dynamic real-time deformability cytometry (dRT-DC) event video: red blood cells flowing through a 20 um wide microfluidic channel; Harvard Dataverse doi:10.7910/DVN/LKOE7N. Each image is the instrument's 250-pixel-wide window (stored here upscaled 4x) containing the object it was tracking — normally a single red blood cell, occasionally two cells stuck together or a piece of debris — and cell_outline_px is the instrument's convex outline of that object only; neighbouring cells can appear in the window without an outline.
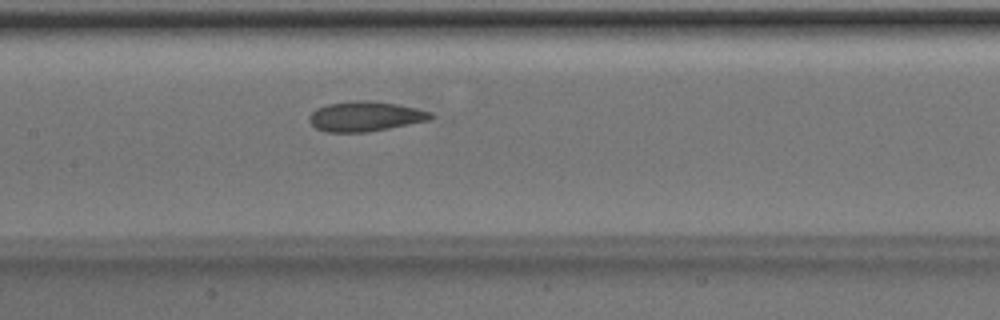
{"species": "Egyptian fruit bat (a non-hibernating species)", "species_latin": "Rousettus aegyptiacus", "temperature_condition": "room temperature", "stored_images_in_passage": 36, "camera_frame_rate_fps": 3000, "um_per_image_px": 0.085, "animal": {"sex": "male"}, "frame": {"image": 1, "passage_image": 10, "time_ms": 3.0, "image_size_px": [1000, 320], "cell_outline_px": [[436, 116], [432, 120], [368, 132], [328, 132], [316, 128], [308, 120], [308, 116], [316, 108], [328, 104], [356, 100], [368, 100], [396, 104], [416, 108], [432, 112]], "centroid_in_image_um": [31.08, 9.89], "position_along_channel_um": 176.3, "area_um2": 21.33}}
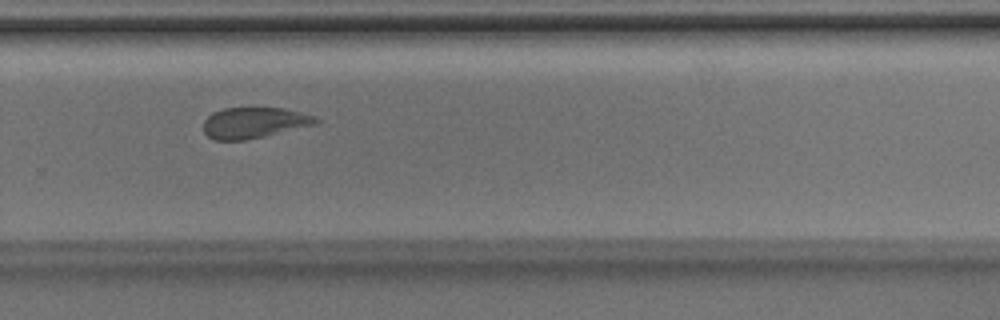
{"frame": {"image": 2, "passage_image": 20, "time_ms": 6.333, "image_size_px": [1000, 320], "cell_outline_px": [[320, 124], [264, 136], [244, 140], [212, 140], [204, 132], [204, 120], [212, 112], [224, 108], [284, 108], [316, 116], [320, 120]], "centroid_in_image_um": [21.63, 10.43], "position_along_channel_um": 308.2, "area_um2": 20.4}}
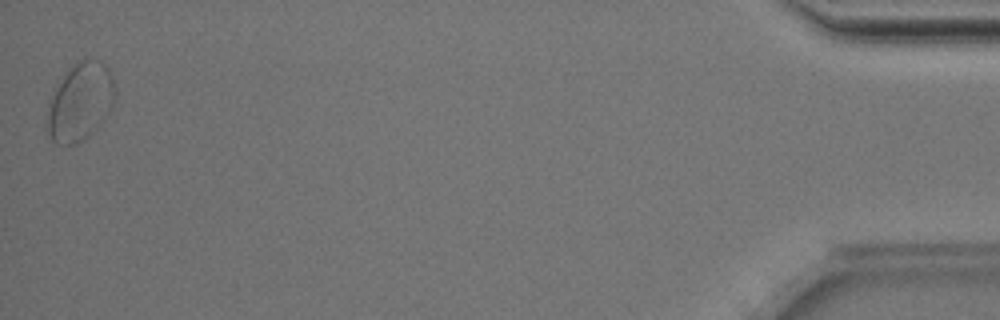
{"frame": {"image": 3, "passage_image": 36, "time_ms": 11.667, "image_size_px": [1000, 320], "cell_outline_px": [[116, 100], [104, 120], [84, 140], [76, 144], [56, 144], [52, 140], [48, 132], [48, 116], [52, 100], [64, 76], [76, 60], [100, 60], [108, 68], [112, 76], [116, 88]], "centroid_in_image_um": [6.9, 8.67], "position_along_channel_um": 428.3, "area_um2": 30.17}, "authors_computed_cell_mechanics": {"area_um2": 21.2993, "velocity_mm_per_s": 3.9696, "shape_relaxation_time_tau1_ms": 7.8091, "shape_relaxation_time_tau2_ms": 1.8084, "deformation_change_tau1": 0.1718, "deformation_change_tau2": 0.0701}}